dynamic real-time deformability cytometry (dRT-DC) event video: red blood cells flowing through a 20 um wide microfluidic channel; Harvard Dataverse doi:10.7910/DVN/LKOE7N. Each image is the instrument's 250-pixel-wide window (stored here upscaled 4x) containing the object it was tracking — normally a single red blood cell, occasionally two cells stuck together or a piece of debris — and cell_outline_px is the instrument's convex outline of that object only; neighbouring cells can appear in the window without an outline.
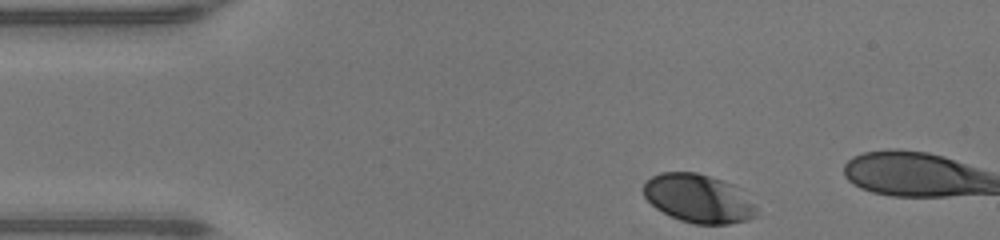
{"species": "human", "species_latin": "Homo sapiens", "temperature_condition": "warm", "stored_images_in_passage": 7, "camera_frame_rate_fps": 3000, "um_per_image_px": 0.085, "donor": {"sex": "male"}, "frame": {"image": 1, "passage_image": 1, "time_ms": 0.0, "image_size_px": [1000, 240], "cell_outline_px": [[732, 220], [716, 224], [708, 224], [688, 220], [676, 216], [660, 208], [644, 192], [644, 188], [656, 176], [672, 172], [688, 172], [700, 176], [704, 180]], "centroid_in_image_um": [58.36, 16.82], "position_along_channel_um": 26.6, "area_um2": 20.75}}